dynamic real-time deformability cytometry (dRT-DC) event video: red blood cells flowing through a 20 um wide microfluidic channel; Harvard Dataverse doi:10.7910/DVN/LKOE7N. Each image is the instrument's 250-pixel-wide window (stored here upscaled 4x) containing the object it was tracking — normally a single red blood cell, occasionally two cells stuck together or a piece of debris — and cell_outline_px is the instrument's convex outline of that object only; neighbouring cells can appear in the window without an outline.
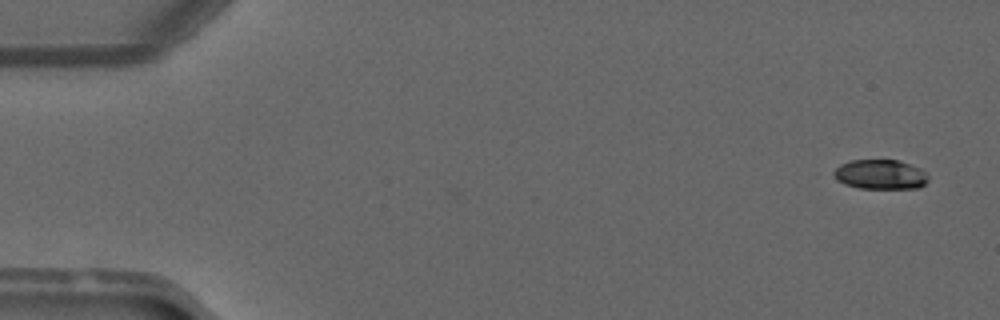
{"species": "common noctule bat (a hibernating species)", "species_latin": "Nyctalus noctula", "temperature_condition": "warm", "stored_images_in_passage": 4, "camera_frame_rate_fps": 3000, "um_per_image_px": 0.085, "animal": {"sex": "male", "forearm_length_mm": 52.5}, "frame": {"image": 1, "passage_image": 4, "time_ms": 1.0, "image_size_px": [1000, 320], "cell_outline_px": [[928, 180], [920, 188], [860, 188], [844, 184], [836, 180], [828, 172], [840, 164], [852, 160], [900, 160], [920, 168], [928, 176]], "centroid_in_image_um": [74.76, 14.82], "position_along_channel_um": 10.2, "area_um2": 16.59}}